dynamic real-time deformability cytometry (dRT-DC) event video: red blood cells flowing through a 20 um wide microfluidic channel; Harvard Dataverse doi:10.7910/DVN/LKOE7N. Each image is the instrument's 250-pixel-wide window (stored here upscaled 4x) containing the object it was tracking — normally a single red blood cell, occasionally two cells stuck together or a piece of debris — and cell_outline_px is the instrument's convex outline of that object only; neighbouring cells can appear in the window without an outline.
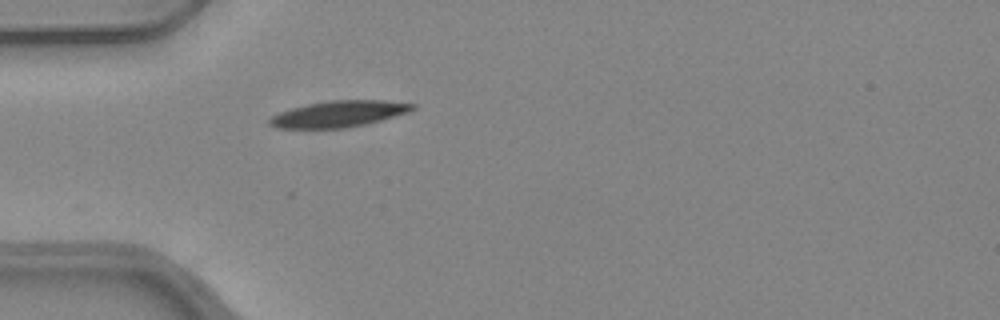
{"species": "common noctule bat (a hibernating species)", "species_latin": "Nyctalus noctula", "temperature_condition": "warm", "stored_images_in_passage": 37, "camera_frame_rate_fps": 3000, "um_per_image_px": 0.085, "animal": {"sex": "female", "body_mass_g": 24.6, "forearm_length_mm": 56.2}, "frame": {"image": 1, "passage_image": 1, "time_ms": 0.0, "image_size_px": [1000, 320], "cell_outline_px": [[416, 108], [408, 112], [380, 120], [364, 124], [344, 128], [276, 128], [268, 124], [268, 120], [272, 116], [280, 112], [292, 108], [308, 104], [332, 100], [384, 100], [416, 104]], "centroid_in_image_um": [28.79, 9.68], "position_along_channel_um": 56.2, "area_um2": 21.68}}
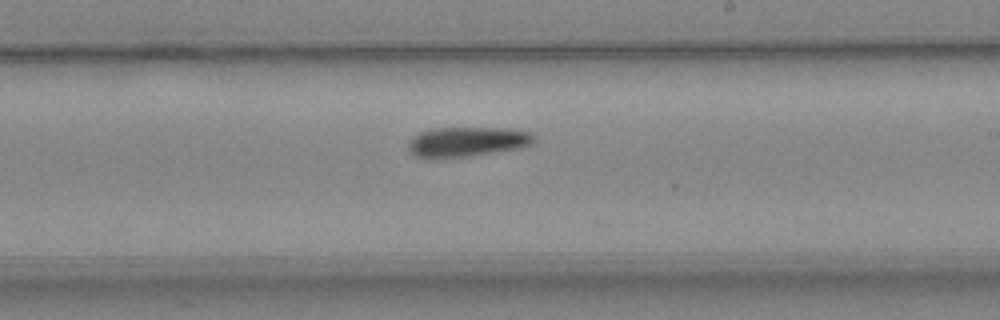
{"frame": {"image": 2, "passage_image": 16, "time_ms": 5.0, "image_size_px": [1000, 320], "cell_outline_px": [[536, 140], [532, 144], [520, 148], [468, 156], [440, 160], [428, 160], [412, 156], [408, 152], [408, 140], [412, 136], [420, 132], [432, 128], [500, 128], [532, 132], [536, 136]], "centroid_in_image_um": [39.61, 12.08], "position_along_channel_um": 249.4, "area_um2": 22.6}}
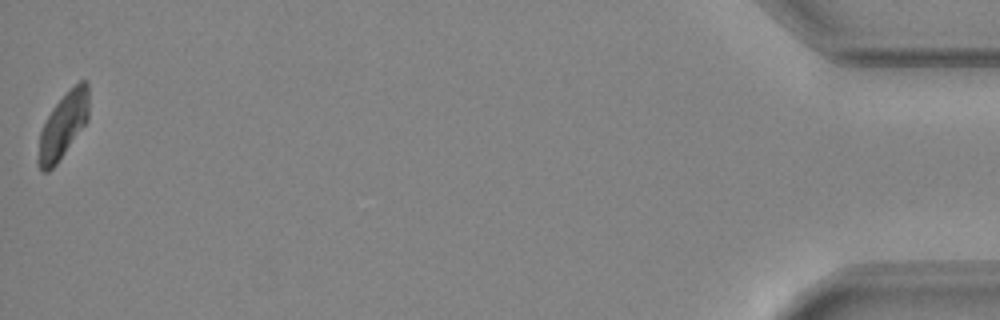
{"frame": {"image": 3, "passage_image": 37, "time_ms": 12.0, "image_size_px": [1000, 320], "cell_outline_px": [[88, 120], [56, 164], [48, 172], [40, 172], [36, 164], [36, 160], [40, 132], [52, 108], [80, 80], [88, 80]], "centroid_in_image_um": [5.33, 10.73], "position_along_channel_um": 429.9, "area_um2": 19.07}, "authors_computed_cell_mechanics": {"area_um2": 21.5016, "velocity_mm_per_s": 3.9718, "shape_relaxation_time_tau1_ms": 6.6464, "shape_relaxation_time_tau2_ms": null, "deformation_change_tau1": 0.1889, "deformation_change_tau2": null}}